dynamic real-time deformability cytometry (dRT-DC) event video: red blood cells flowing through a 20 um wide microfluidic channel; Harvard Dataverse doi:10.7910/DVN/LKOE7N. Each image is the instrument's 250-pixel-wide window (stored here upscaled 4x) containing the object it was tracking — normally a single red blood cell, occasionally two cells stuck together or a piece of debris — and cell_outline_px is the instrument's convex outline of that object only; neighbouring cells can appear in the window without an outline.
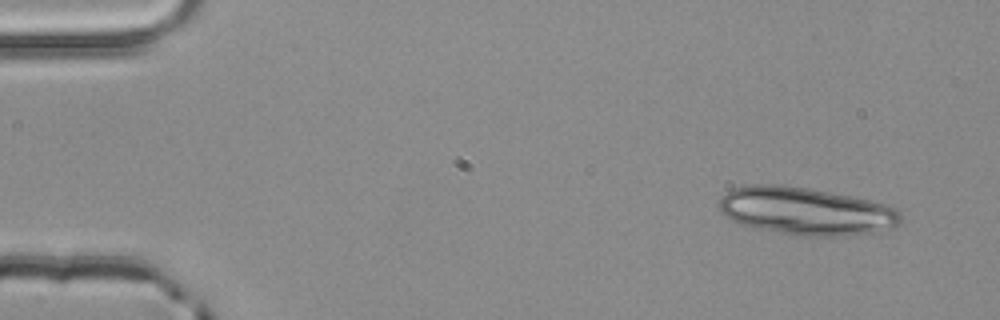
{"species": "common noctule bat (a hibernating species)", "species_latin": "Nyctalus noctula", "temperature_condition": "room temperature", "stored_images_in_passage": 3, "camera_frame_rate_fps": 3000, "um_per_image_px": 0.085, "animal": {"sex": "male", "body_mass_g": 20.4}, "frame": {"image": 1, "passage_image": 1, "time_ms": 0.0, "image_size_px": [1000, 320], "cell_outline_px": [[900, 220], [896, 228], [880, 232], [840, 236], [800, 236], [752, 228], [740, 224], [732, 220], [720, 212], [716, 204], [720, 196], [732, 188], [748, 184], [780, 184], [812, 188], [872, 200], [900, 208]], "centroid_in_image_um": [68.5, 17.94], "position_along_channel_um": 16.5, "area_um2": 51.67}}